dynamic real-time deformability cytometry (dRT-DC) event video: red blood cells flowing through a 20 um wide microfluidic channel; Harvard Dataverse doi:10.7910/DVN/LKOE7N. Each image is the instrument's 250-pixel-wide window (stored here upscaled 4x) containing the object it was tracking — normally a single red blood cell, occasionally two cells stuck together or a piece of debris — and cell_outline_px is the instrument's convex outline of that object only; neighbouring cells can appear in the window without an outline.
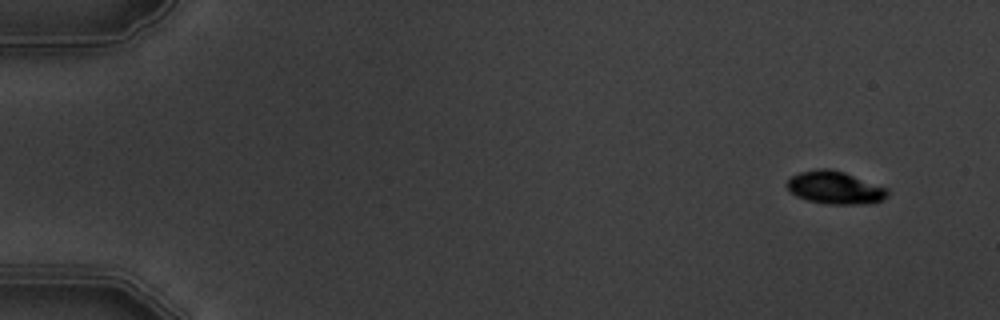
{"species": "common noctule bat (a hibernating species)", "species_latin": "Nyctalus noctula", "temperature_condition": "warm", "stored_images_in_passage": 9, "camera_frame_rate_fps": 3000, "um_per_image_px": 0.085, "animal": {"sex": "male", "body_mass_g": 19.5, "forearm_length_mm": 54.6}, "frame": {"image": 1, "passage_image": 1, "time_ms": 0.0, "image_size_px": [1000, 320], "cell_outline_px": [[888, 196], [884, 200], [872, 204], [828, 204], [808, 200], [796, 196], [784, 184], [792, 176], [800, 172], [816, 168], [828, 168], [844, 172], [888, 188]], "centroid_in_image_um": [71.0, 15.95], "position_along_channel_um": 14.0, "area_um2": 19.36}}